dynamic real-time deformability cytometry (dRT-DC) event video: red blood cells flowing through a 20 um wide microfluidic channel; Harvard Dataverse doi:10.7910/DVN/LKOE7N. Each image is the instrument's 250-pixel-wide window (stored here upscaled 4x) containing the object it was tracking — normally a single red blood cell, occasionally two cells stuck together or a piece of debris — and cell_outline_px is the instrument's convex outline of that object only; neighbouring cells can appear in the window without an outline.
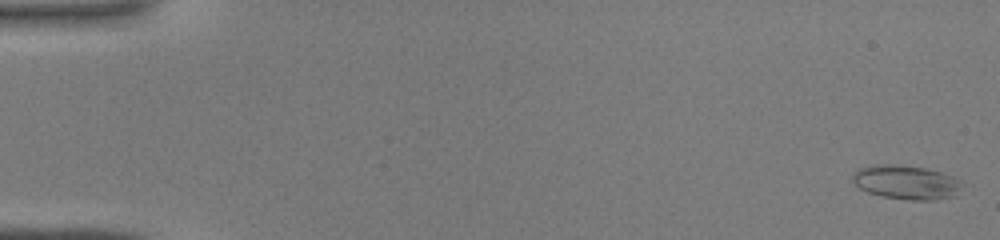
{"species": "common noctule bat (a hibernating species)", "species_latin": "Nyctalus noctula", "temperature_condition": "warm", "stored_images_in_passage": 45, "camera_frame_rate_fps": 3000, "um_per_image_px": 0.085, "animal": {"sex": "male", "body_mass_g": 19.0, "forearm_length_mm": 50.8}, "frame": {"image": 1, "passage_image": 2, "time_ms": 0.333, "image_size_px": [1000, 240], "cell_outline_px": [[956, 196], [936, 200], [908, 200], [880, 196], [868, 192], [860, 188], [852, 180], [852, 172], [860, 168], [872, 164], [896, 164], [924, 168], [940, 172], [952, 176], [956, 180]], "centroid_in_image_um": [76.92, 15.49], "position_along_channel_um": 8.1, "area_um2": 21.44}}
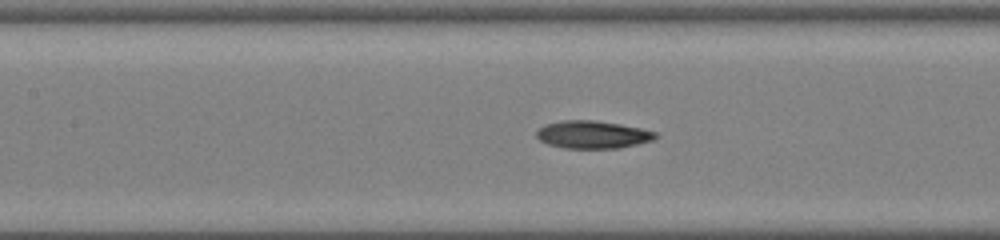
{"frame": {"image": 2, "passage_image": 22, "time_ms": 7.0, "image_size_px": [1000, 240], "cell_outline_px": [[660, 136], [652, 140], [620, 148], [564, 148], [548, 144], [540, 140], [536, 136], [536, 132], [544, 124], [564, 120], [596, 120], [620, 124], [640, 128], [656, 132]], "centroid_in_image_um": [50.38, 11.44], "position_along_channel_um": 157.0, "area_um2": 19.19}}
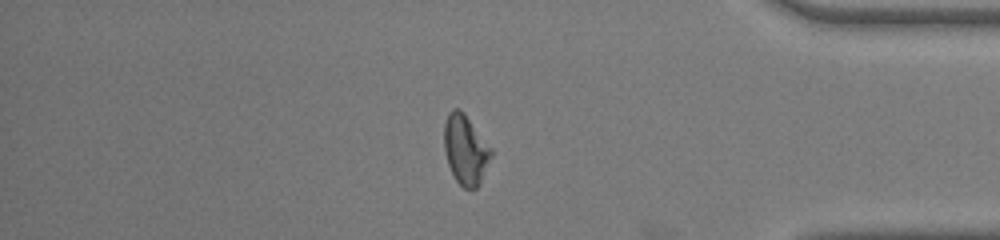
{"frame": {"image": 3, "passage_image": 39, "time_ms": 12.667, "image_size_px": [1000, 240], "cell_outline_px": [[492, 156], [480, 184], [476, 188], [464, 188], [456, 180], [448, 164], [444, 152], [444, 124], [448, 112], [452, 108], [460, 108], [464, 112], [492, 148]], "centroid_in_image_um": [39.57, 12.69], "position_along_channel_um": 395.6, "area_um2": 19.25}}